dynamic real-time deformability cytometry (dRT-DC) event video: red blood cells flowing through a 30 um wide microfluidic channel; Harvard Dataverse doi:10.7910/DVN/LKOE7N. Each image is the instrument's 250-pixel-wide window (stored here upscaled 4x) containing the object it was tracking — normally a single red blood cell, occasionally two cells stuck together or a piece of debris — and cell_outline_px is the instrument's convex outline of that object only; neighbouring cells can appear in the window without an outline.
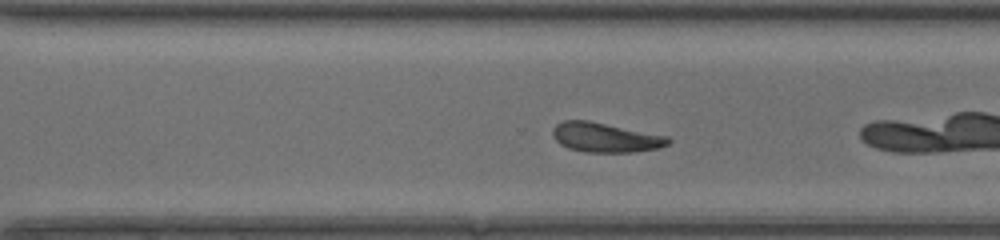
{"species": "common noctule bat (a hibernating species)", "species_latin": "Nyctalus noctula", "temperature_condition": "room temperature", "stored_images_in_passage": 33, "camera_frame_rate_fps": 3000, "um_per_image_px": 0.085, "animal": {"sex": "female", "body_mass_g": 20.0, "forearm_length_mm": 54.0}, "frame": {"image": 1, "passage_image": 19, "time_ms": 6.0, "image_size_px": [1000, 240], "cell_outline_px": [[672, 140], [668, 144], [660, 148], [632, 152], [584, 152], [568, 148], [560, 144], [552, 136], [552, 128], [556, 124], [564, 120], [588, 120], [668, 136]], "centroid_in_image_um": [51.44, 11.68], "position_along_channel_um": 319.2, "area_um2": 20.0}, "authors_computed_cell_mechanics": {"area_um2": 20.23, "velocity_mm_per_s": 4.3374, "shape_relaxation_time_tau1_ms": 3.4366, "shape_relaxation_time_tau2_ms": 5.841, "deformation_change_tau1": 0.1176, "deformation_change_tau2": 0.1594}}